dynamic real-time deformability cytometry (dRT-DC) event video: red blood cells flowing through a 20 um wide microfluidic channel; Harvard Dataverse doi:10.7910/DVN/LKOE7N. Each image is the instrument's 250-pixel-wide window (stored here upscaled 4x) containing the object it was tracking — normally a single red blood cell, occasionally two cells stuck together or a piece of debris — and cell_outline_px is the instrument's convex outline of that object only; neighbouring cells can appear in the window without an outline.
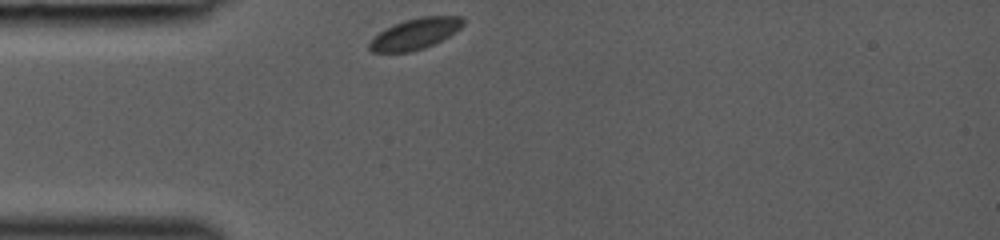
{"species": "common noctule bat (a hibernating species)", "species_latin": "Nyctalus noctula", "temperature_condition": "room temperature", "stored_images_in_passage": 27, "camera_frame_rate_fps": 3000, "um_per_image_px": 0.085, "animal": {"sex": "female", "body_mass_g": 19.0, "forearm_length_mm": 53.3}, "frame": {"image": 1, "passage_image": 1, "time_ms": 0.0, "image_size_px": [1000, 240], "cell_outline_px": [[464, 24], [460, 28], [448, 36], [424, 48], [412, 52], [372, 52], [368, 48], [368, 44], [384, 28], [404, 20], [420, 16], [460, 16], [464, 20]], "centroid_in_image_um": [35.27, 2.87], "position_along_channel_um": 49.7, "area_um2": 16.76}}
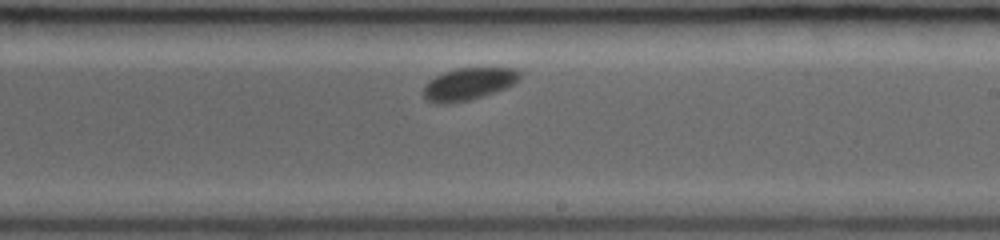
{"frame": {"image": 2, "passage_image": 16, "time_ms": 5.0, "image_size_px": [1000, 240], "cell_outline_px": [[524, 72], [520, 80], [504, 88], [484, 96], [468, 100], [448, 104], [436, 104], [428, 100], [424, 96], [424, 84], [428, 80], [444, 72], [456, 68], [516, 68]], "centroid_in_image_um": [39.85, 7.13], "position_along_channel_um": 249.2, "area_um2": 18.26}}
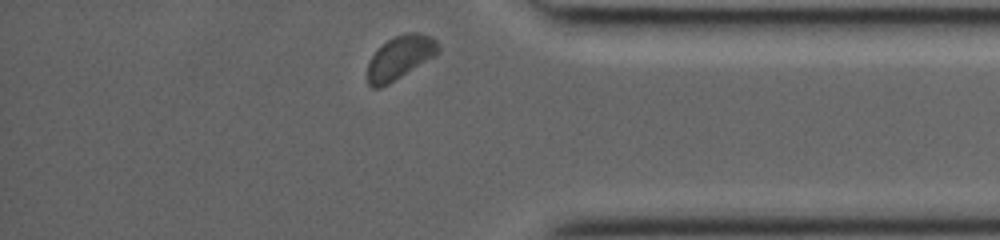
{"frame": {"image": 3, "passage_image": 27, "time_ms": 8.667, "image_size_px": [1000, 240], "cell_outline_px": [[440, 52], [436, 56], [388, 84], [380, 88], [372, 88], [368, 84], [368, 64], [372, 56], [388, 40], [404, 32], [416, 32], [432, 36], [440, 44]], "centroid_in_image_um": [34.06, 4.88], "position_along_channel_um": 401.1, "area_um2": 17.92}}